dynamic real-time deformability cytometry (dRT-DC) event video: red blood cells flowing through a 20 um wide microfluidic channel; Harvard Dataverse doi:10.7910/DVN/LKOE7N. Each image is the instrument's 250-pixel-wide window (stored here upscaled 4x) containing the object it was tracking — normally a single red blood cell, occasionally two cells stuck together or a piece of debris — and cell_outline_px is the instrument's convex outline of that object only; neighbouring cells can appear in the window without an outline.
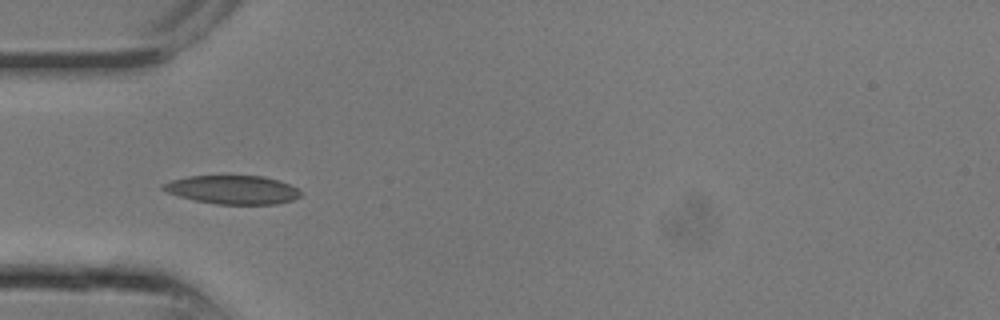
{"species": "common noctule bat (a hibernating species)", "species_latin": "Nyctalus noctula", "temperature_condition": "room temperature", "stored_images_in_passage": 18, "camera_frame_rate_fps": 3000, "um_per_image_px": 0.085, "animal": {"sex": "male", "body_mass_g": 13.3}, "frame": {"image": 1, "passage_image": 1, "time_ms": 0.0, "image_size_px": [1000, 320], "cell_outline_px": [[304, 192], [300, 196], [292, 200], [276, 204], [216, 204], [196, 200], [180, 196], [168, 192], [160, 188], [160, 184], [172, 180], [188, 176], [264, 176], [280, 180]], "centroid_in_image_um": [19.79, 16.12], "position_along_channel_um": 65.2, "area_um2": 22.89}}
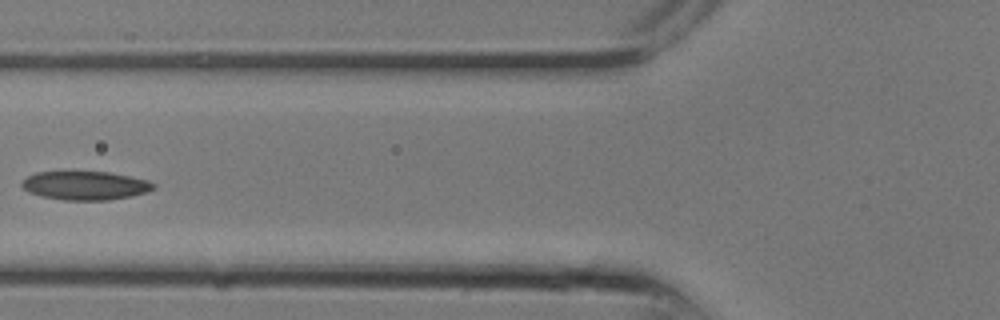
{"frame": {"image": 2, "passage_image": 3, "time_ms": 0.667, "image_size_px": [1000, 320], "cell_outline_px": [[156, 188], [148, 192], [132, 196], [108, 200], [64, 200], [40, 196], [28, 192], [20, 184], [20, 180], [36, 172], [108, 172], [148, 180], [156, 184]], "centroid_in_image_um": [7.24, 15.78], "position_along_channel_um": 118.6, "area_um2": 22.14}}
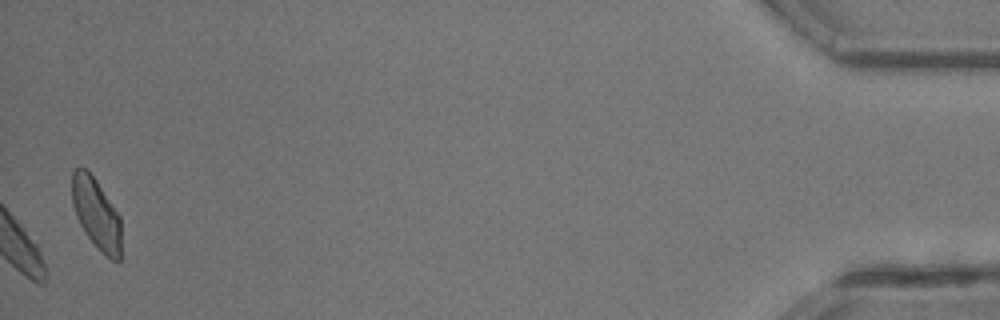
{"frame": {"image": 3, "passage_image": 18, "time_ms": 5.667, "image_size_px": [1000, 320], "cell_outline_px": [[120, 260], [112, 260], [100, 252], [84, 232], [76, 216], [72, 204], [72, 172], [76, 168], [84, 168], [96, 180], [120, 216]], "centroid_in_image_um": [8.17, 18.18], "position_along_channel_um": 427.0, "area_um2": 20.17}}